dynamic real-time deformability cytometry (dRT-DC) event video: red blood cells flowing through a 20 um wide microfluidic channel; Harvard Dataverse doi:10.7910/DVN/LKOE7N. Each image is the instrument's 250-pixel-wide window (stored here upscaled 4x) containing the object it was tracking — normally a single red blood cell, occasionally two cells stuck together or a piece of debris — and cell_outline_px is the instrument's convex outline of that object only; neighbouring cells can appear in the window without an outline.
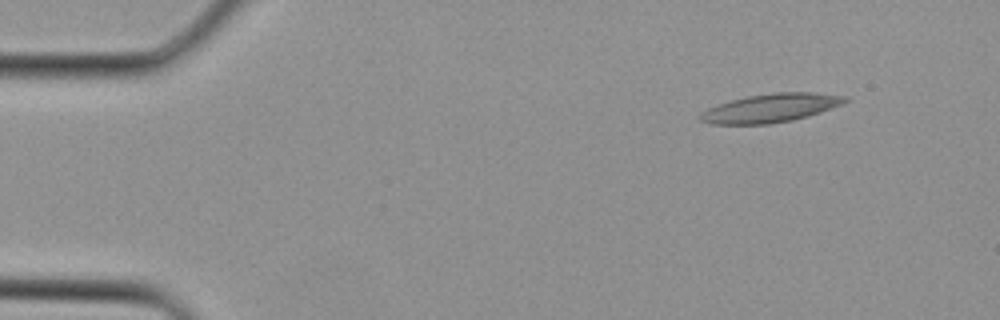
{"species": "Egyptian fruit bat (a non-hibernating species)", "species_latin": "Rousettus aegyptiacus", "temperature_condition": "cold", "stored_images_in_passage": 3, "camera_frame_rate_fps": 3000, "um_per_image_px": 0.085, "animal": {"sex": "female"}, "frame": {"image": 1, "passage_image": 1, "time_ms": 0.0, "image_size_px": [1000, 320], "cell_outline_px": [[848, 100], [840, 104], [820, 112], [808, 116], [792, 120], [768, 124], [712, 124], [700, 120], [700, 112], [708, 108], [732, 100], [748, 96], [772, 92], [812, 92], [848, 96]], "centroid_in_image_um": [65.51, 9.18], "position_along_channel_um": 19.5, "area_um2": 23.87}}
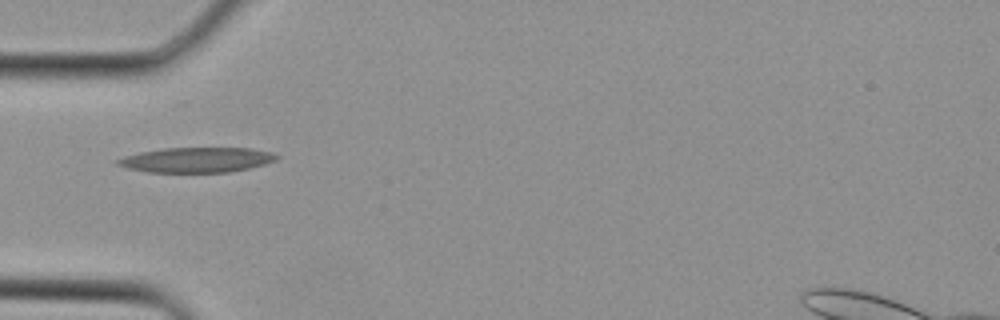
{"frame": {"image": 2, "passage_image": 3, "time_ms": 0.667, "image_size_px": [1000, 320], "cell_outline_px": [[280, 156], [276, 160], [264, 164], [248, 168], [228, 172], [148, 172], [128, 168], [116, 164], [116, 160], [124, 156], [140, 152], [164, 148], [252, 148], [272, 152]], "centroid_in_image_um": [16.73, 13.58], "position_along_channel_um": 68.3, "area_um2": 23.12}}